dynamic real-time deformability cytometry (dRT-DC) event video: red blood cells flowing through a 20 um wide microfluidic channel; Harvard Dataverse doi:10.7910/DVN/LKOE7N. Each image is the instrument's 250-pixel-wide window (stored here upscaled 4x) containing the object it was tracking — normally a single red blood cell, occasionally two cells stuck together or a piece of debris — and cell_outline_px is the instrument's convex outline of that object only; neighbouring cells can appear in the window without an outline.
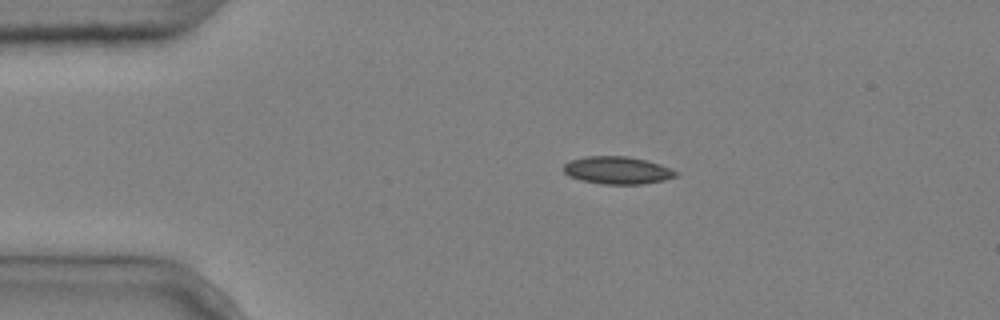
{"species": "common noctule bat (a hibernating species)", "species_latin": "Nyctalus noctula", "temperature_condition": "cold", "stored_images_in_passage": 5, "camera_frame_rate_fps": 3000, "um_per_image_px": 0.085, "animal": {"sex": "male", "body_mass_g": 20.4}, "frame": {"image": 1, "passage_image": 2, "time_ms": 0.333, "image_size_px": [1000, 320], "cell_outline_px": [[680, 172], [676, 176], [664, 180], [640, 184], [604, 184], [580, 180], [568, 176], [564, 172], [564, 164], [572, 160], [588, 156], [628, 156], [660, 164]], "centroid_in_image_um": [52.48, 14.48], "position_along_channel_um": 32.5, "area_um2": 17.92}}
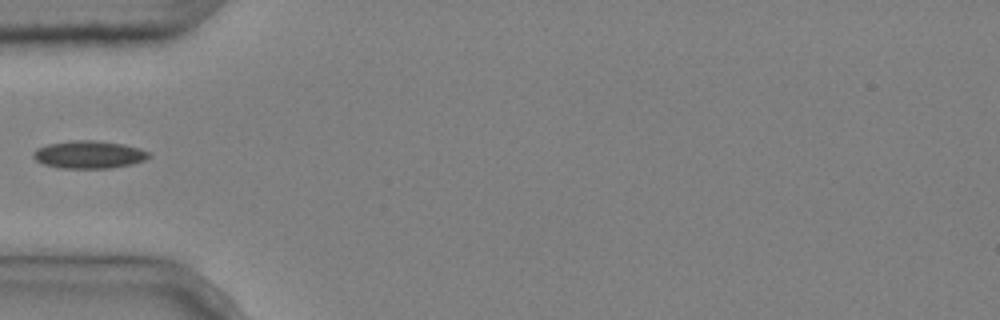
{"frame": {"image": 2, "passage_image": 4, "time_ms": 1.0, "image_size_px": [1000, 320], "cell_outline_px": [[152, 156], [144, 160], [132, 164], [108, 168], [56, 168], [44, 164], [36, 160], [32, 156], [32, 152], [36, 148], [48, 144], [72, 140], [96, 140], [124, 144], [140, 148], [148, 152]], "centroid_in_image_um": [7.54, 13.13], "position_along_channel_um": 77.5, "area_um2": 18.79}}